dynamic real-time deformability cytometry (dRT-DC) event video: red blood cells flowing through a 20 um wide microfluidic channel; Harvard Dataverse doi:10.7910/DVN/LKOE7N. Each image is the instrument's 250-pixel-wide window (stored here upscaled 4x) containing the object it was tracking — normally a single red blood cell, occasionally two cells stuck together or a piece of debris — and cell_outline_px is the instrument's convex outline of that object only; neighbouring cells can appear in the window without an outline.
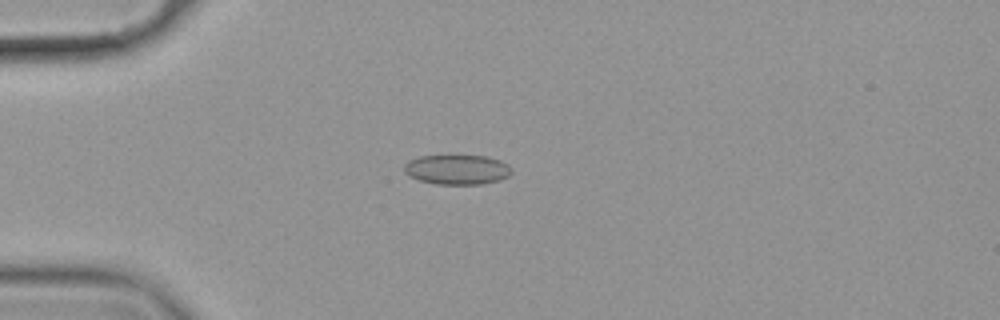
{"species": "common noctule bat (a hibernating species)", "species_latin": "Nyctalus noctula", "temperature_condition": "cold", "stored_images_in_passage": 57, "camera_frame_rate_fps": 3000, "um_per_image_px": 0.085, "animal": {"sex": "female", "body_mass_g": 19.9}, "frame": {"image": 1, "passage_image": 15, "time_ms": 4.667, "image_size_px": [1000, 320], "cell_outline_px": [[512, 172], [508, 176], [500, 180], [480, 184], [436, 184], [420, 180], [408, 176], [404, 172], [404, 164], [408, 160], [420, 156], [484, 156], [500, 160], [508, 164], [512, 168]], "centroid_in_image_um": [38.85, 14.41], "position_along_channel_um": 46.2, "area_um2": 18.67}}
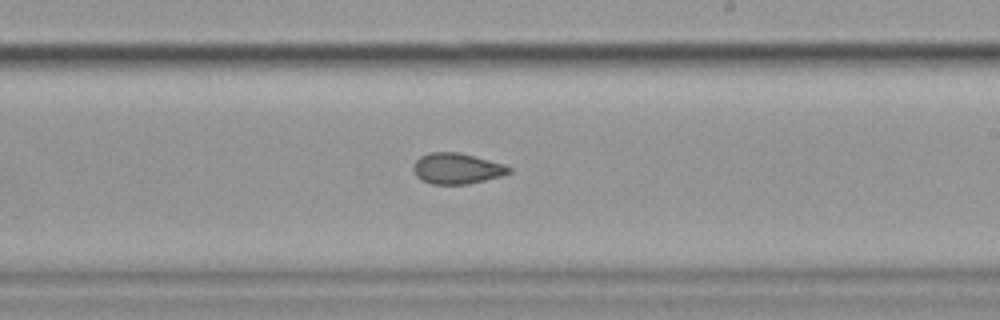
{"frame": {"image": 2, "passage_image": 34, "time_ms": 11.0, "image_size_px": [1000, 320], "cell_outline_px": [[512, 172], [500, 176], [468, 184], [432, 184], [420, 180], [416, 176], [412, 168], [416, 160], [420, 156], [428, 152], [460, 152], [504, 164], [512, 168]], "centroid_in_image_um": [38.81, 14.32], "position_along_channel_um": 250.2, "area_um2": 17.28}}
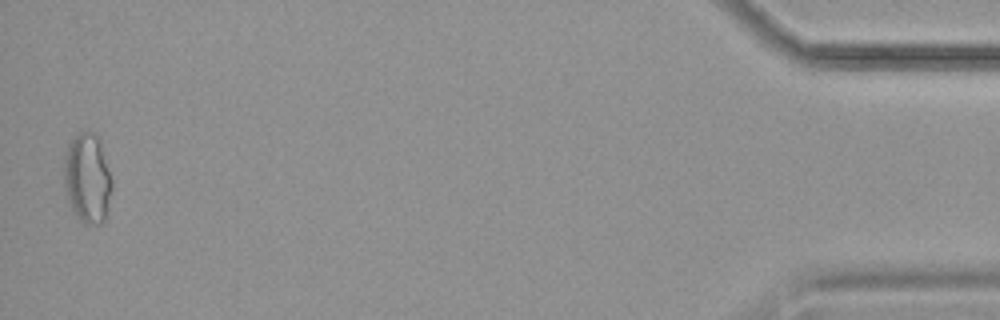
{"frame": {"image": 3, "passage_image": 56, "time_ms": 18.333, "image_size_px": [1000, 320], "cell_outline_px": [[112, 188], [104, 220], [100, 224], [84, 224], [80, 220], [72, 208], [68, 200], [64, 188], [64, 152], [68, 144], [84, 128], [88, 128], [96, 132], [100, 136], [112, 180]], "centroid_in_image_um": [7.43, 15.07], "position_along_channel_um": 427.8, "area_um2": 25.61}, "authors_computed_cell_mechanics": {"area_um2": 18.496, "velocity_mm_per_s": 3.5529, "shape_relaxation_time_tau1_ms": null, "shape_relaxation_time_tau2_ms": 2.3813, "deformation_change_tau1": null, "deformation_change_tau2": 0.0531}}